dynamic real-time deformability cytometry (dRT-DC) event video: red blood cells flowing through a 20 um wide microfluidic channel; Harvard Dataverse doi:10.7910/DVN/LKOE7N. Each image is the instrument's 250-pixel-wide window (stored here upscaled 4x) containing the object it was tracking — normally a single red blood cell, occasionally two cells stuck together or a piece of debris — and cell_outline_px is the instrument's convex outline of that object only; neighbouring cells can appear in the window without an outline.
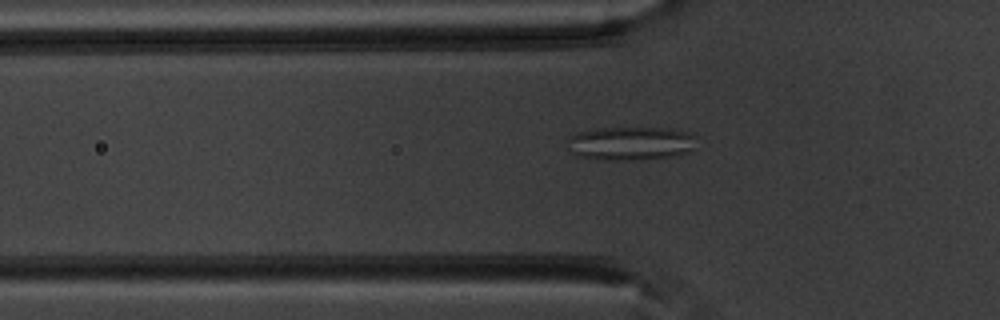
{"species": "common noctule bat (a hibernating species)", "species_latin": "Nyctalus noctula", "temperature_condition": "warm", "stored_images_in_passage": 53, "camera_frame_rate_fps": 3000, "um_per_image_px": 0.085, "animal": {"sex": "male", "body_mass_g": 20.1, "forearm_length_mm": 53.5}, "frame": {"image": 1, "passage_image": 18, "time_ms": 5.667, "image_size_px": [1000, 320], "cell_outline_px": [[692, 148], [688, 152], [676, 156], [632, 160], [596, 160], [576, 156], [568, 152], [568, 136], [580, 132], [596, 128], [668, 128], [684, 132], [692, 136]], "centroid_in_image_um": [53.47, 12.21], "position_along_channel_um": 72.3, "area_um2": 25.26}}
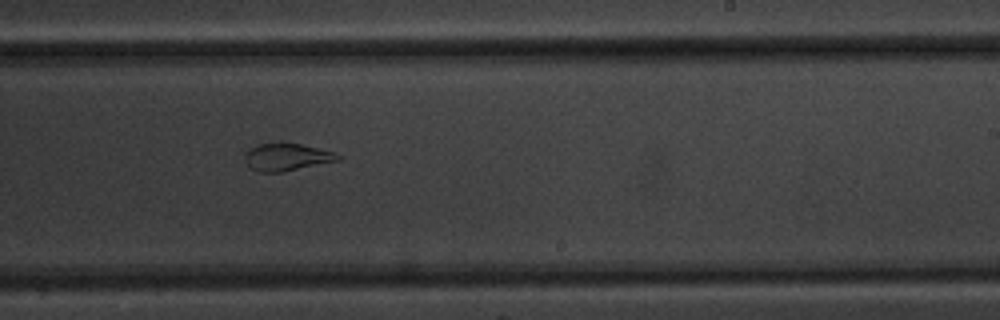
{"frame": {"image": 2, "passage_image": 33, "time_ms": 10.667, "image_size_px": [1000, 320], "cell_outline_px": [[344, 156], [340, 160], [280, 172], [260, 172], [252, 168], [244, 160], [244, 156], [256, 144], [300, 144], [336, 152]], "centroid_in_image_um": [24.43, 13.36], "position_along_channel_um": 264.6, "area_um2": 14.51}}
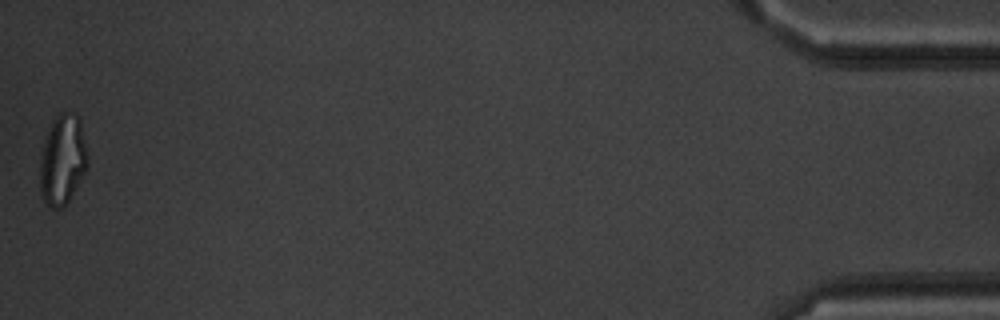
{"frame": {"image": 3, "passage_image": 53, "time_ms": 17.333, "image_size_px": [1000, 320], "cell_outline_px": [[88, 164], [80, 180], [64, 208], [52, 208], [40, 196], [40, 160], [44, 144], [52, 120], [60, 112], [76, 112], [80, 116], [88, 156]], "centroid_in_image_um": [5.33, 13.55], "position_along_channel_um": 429.9, "area_um2": 25.09}}